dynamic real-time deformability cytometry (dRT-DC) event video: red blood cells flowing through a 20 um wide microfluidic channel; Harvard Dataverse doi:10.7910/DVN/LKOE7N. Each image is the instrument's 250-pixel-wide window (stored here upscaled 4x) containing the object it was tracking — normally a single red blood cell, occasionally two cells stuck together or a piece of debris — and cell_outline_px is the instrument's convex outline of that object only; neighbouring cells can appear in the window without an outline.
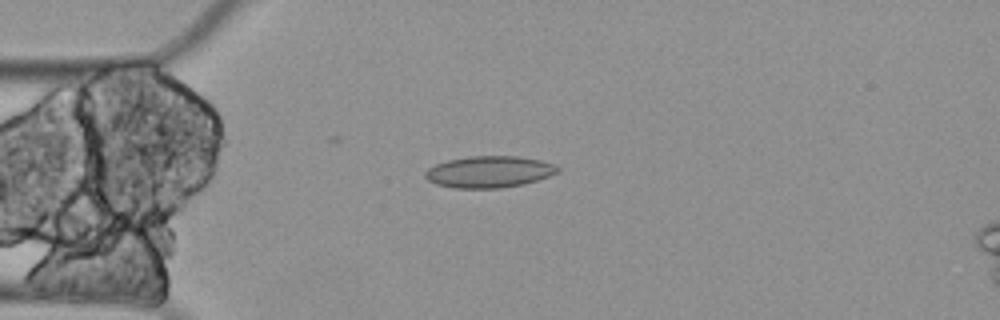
{"species": "Egyptian fruit bat (a non-hibernating species)", "species_latin": "Rousettus aegyptiacus", "temperature_condition": "cold", "stored_images_in_passage": 6, "segment_of_instrument_passage": [1, 2], "camera_frame_rate_fps": 3000, "um_per_image_px": 0.085, "animal": {"sex": "female"}, "frame": {"image": 1, "passage_image": 1, "time_ms": 0.0, "image_size_px": [1000, 320], "cell_outline_px": [[560, 172], [524, 184], [500, 188], [452, 188], [436, 184], [428, 180], [424, 176], [424, 172], [428, 168], [436, 164], [448, 160], [468, 156], [516, 156], [540, 160], [552, 164], [560, 168]], "centroid_in_image_um": [41.55, 14.61], "position_along_channel_um": 43.4, "area_um2": 24.39}}
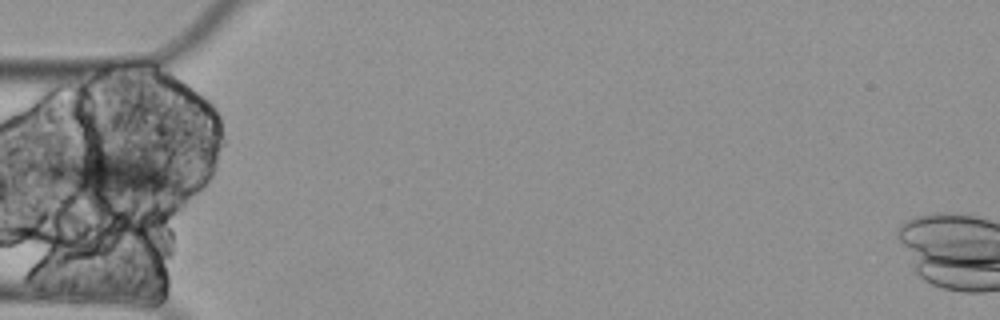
{"frame": {"image": 2, "passage_image": 2, "time_ms": 0.333, "image_size_px": [1000, 320], "cell_outline_px": [[192, 176], [184, 196], [180, 200], [172, 200], [84, 196], [40, 172], [44, 164], [72, 152], [96, 148], [100, 148], [144, 156], [180, 168]], "centroid_in_image_um": [10.03, 14.91], "position_along_channel_um": 75.0, "area_um2": 39.94}}